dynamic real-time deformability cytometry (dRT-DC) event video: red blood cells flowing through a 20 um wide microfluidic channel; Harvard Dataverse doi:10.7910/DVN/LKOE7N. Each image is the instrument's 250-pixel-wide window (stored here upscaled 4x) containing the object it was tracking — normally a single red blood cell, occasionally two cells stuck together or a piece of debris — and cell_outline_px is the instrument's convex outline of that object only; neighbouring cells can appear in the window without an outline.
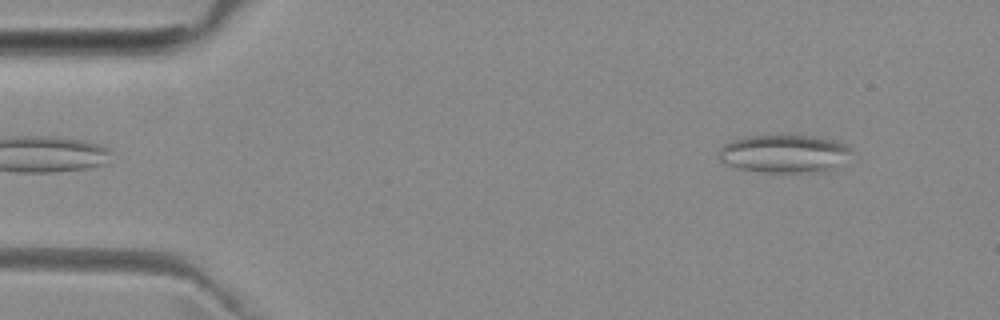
{"species": "common noctule bat (a hibernating species)", "species_latin": "Nyctalus noctula", "temperature_condition": "room temperature", "stored_images_in_passage": 5, "camera_frame_rate_fps": 3000, "um_per_image_px": 0.085, "animal": {"sex": "female", "body_mass_g": 29.2, "forearm_length_mm": 56.3}, "frame": {"image": 1, "passage_image": 5, "time_ms": 4.667, "image_size_px": [1000, 320], "cell_outline_px": [[856, 152], [832, 168], [824, 172], [760, 172], [740, 168], [728, 164], [720, 160], [720, 148], [724, 144], [732, 140], [748, 136], [812, 136], [836, 140], [844, 144]], "centroid_in_image_um": [66.7, 13.06], "position_along_channel_um": 18.3, "area_um2": 29.19}}